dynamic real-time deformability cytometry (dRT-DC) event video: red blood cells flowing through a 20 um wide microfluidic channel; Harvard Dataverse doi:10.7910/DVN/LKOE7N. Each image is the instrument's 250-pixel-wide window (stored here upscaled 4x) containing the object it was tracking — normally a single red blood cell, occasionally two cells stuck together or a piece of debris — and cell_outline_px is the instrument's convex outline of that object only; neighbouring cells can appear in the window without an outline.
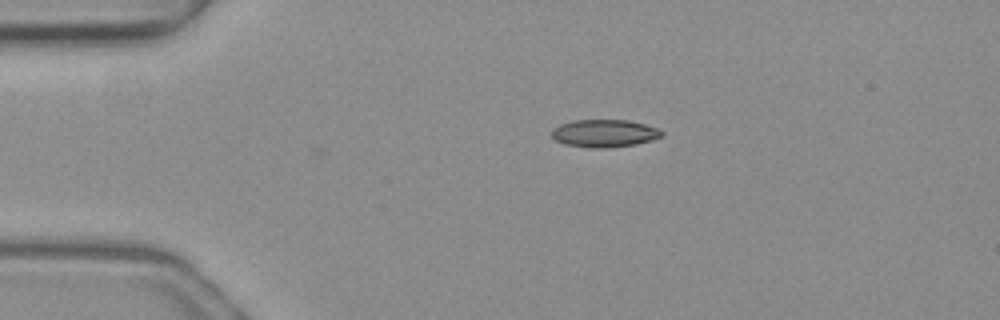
{"species": "common noctule bat (a hibernating species)", "species_latin": "Nyctalus noctula", "temperature_condition": "warm", "stored_images_in_passage": 3, "camera_frame_rate_fps": 3000, "um_per_image_px": 0.085, "animal": {"sex": "female", "body_mass_g": 19.3, "forearm_length_mm": 54.1}, "frame": {"image": 1, "passage_image": 3, "time_ms": 0.667, "image_size_px": [1000, 320], "cell_outline_px": [[664, 136], [652, 140], [636, 144], [608, 148], [592, 148], [564, 144], [556, 140], [552, 136], [552, 128], [560, 124], [572, 120], [628, 120], [644, 124], [656, 128], [664, 132]], "centroid_in_image_um": [51.37, 11.33], "position_along_channel_um": 33.6, "area_um2": 17.8}}